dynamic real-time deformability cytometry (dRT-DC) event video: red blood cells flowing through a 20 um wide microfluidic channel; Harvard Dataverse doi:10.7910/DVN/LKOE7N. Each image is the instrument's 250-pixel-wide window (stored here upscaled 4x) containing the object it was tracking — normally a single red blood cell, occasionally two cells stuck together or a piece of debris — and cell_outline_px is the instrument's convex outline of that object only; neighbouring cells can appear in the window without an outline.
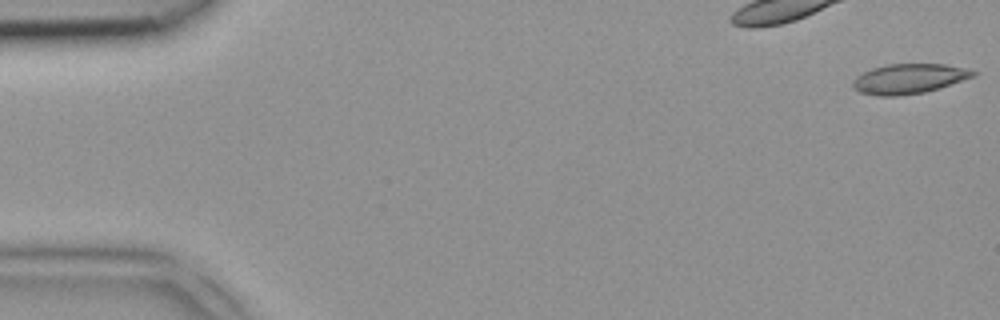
{"species": "common noctule bat (a hibernating species)", "species_latin": "Nyctalus noctula", "temperature_condition": "room temperature", "stored_images_in_passage": 5, "camera_frame_rate_fps": 3000, "um_per_image_px": 0.085, "animal": {"sex": "female", "body_mass_g": 18.4}, "frame": {"image": 1, "passage_image": 1, "time_ms": 0.0, "image_size_px": [1000, 320], "cell_outline_px": [[980, 72], [976, 76], [924, 92], [896, 96], [880, 96], [860, 92], [852, 88], [852, 80], [856, 76], [872, 68], [888, 64], [944, 64], [964, 68]], "centroid_in_image_um": [77.24, 6.69], "position_along_channel_um": 7.8, "area_um2": 20.87}}
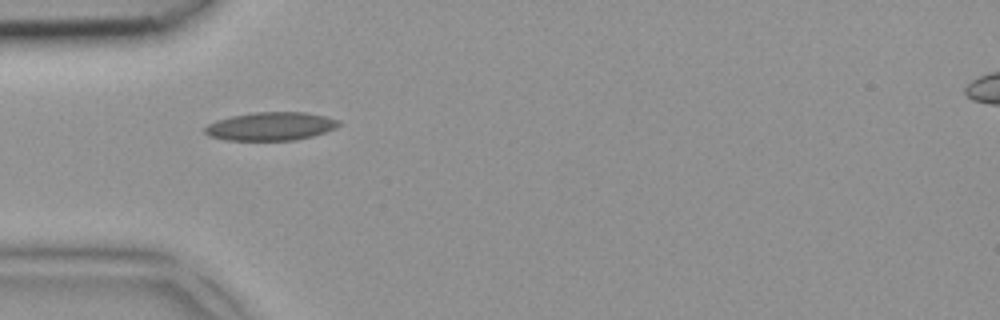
{"frame": {"image": 2, "passage_image": 5, "time_ms": 1.333, "image_size_px": [1000, 320], "cell_outline_px": [[340, 124], [336, 128], [312, 136], [296, 140], [228, 140], [208, 136], [204, 132], [204, 128], [208, 124], [216, 120], [232, 116], [256, 112], [304, 112], [324, 116], [340, 120]], "centroid_in_image_um": [23.0, 10.73], "position_along_channel_um": 62.0, "area_um2": 22.02}}